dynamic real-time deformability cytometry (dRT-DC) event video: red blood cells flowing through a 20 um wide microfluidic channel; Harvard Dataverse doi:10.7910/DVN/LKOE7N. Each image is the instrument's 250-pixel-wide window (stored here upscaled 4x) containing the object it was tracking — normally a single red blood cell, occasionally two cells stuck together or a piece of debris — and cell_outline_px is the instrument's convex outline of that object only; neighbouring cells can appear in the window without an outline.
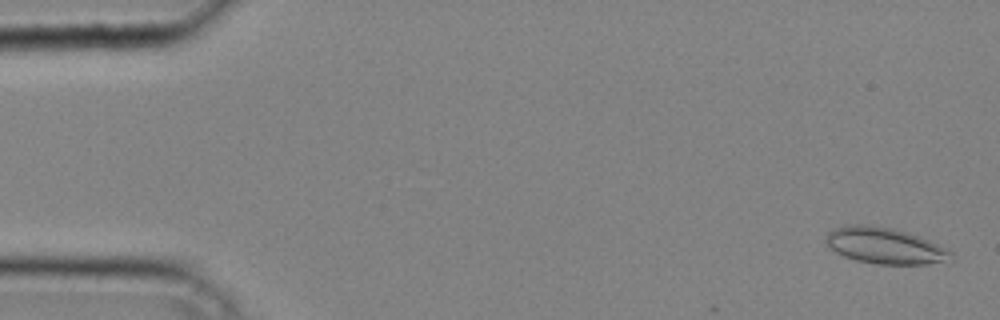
{"species": "common noctule bat (a hibernating species)", "species_latin": "Nyctalus noctula", "temperature_condition": "cold", "stored_images_in_passage": 41, "camera_frame_rate_fps": 3000, "um_per_image_px": 0.085, "animal": {"sex": "male", "body_mass_g": 20.4}, "frame": {"image": 1, "passage_image": 2, "time_ms": 0.333, "image_size_px": [1000, 320], "cell_outline_px": [[956, 260], [928, 264], [876, 264], [856, 260], [844, 256], [836, 252], [824, 240], [824, 236], [828, 232], [836, 228], [848, 224], [864, 224], [892, 228], [908, 232], [920, 236], [948, 248], [956, 256]], "centroid_in_image_um": [75.28, 20.89], "position_along_channel_um": 9.7, "area_um2": 26.76}}
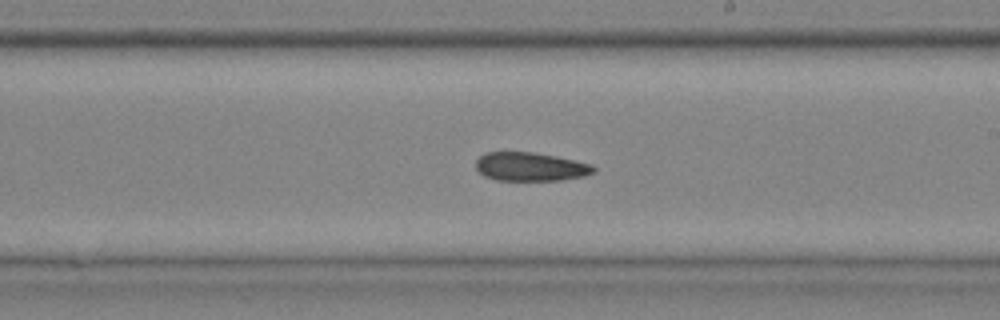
{"frame": {"image": 2, "passage_image": 25, "time_ms": 8.0, "image_size_px": [1000, 320], "cell_outline_px": [[596, 172], [584, 176], [560, 180], [496, 180], [484, 176], [476, 168], [476, 160], [484, 152], [532, 152], [556, 156], [576, 160], [592, 164], [596, 168]], "centroid_in_image_um": [45.11, 14.17], "position_along_channel_um": 243.9, "area_um2": 19.77}}
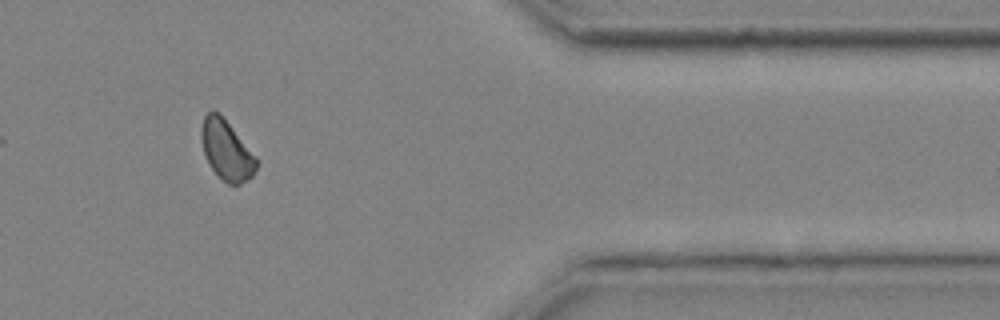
{"frame": {"image": 3, "passage_image": 36, "time_ms": 11.667, "image_size_px": [1000, 320], "cell_outline_px": [[260, 160], [252, 176], [248, 180], [240, 184], [228, 184], [208, 164], [204, 152], [200, 136], [200, 128], [204, 116], [208, 112], [220, 112]], "centroid_in_image_um": [19.27, 12.74], "position_along_channel_um": 392.1, "area_um2": 19.36}}